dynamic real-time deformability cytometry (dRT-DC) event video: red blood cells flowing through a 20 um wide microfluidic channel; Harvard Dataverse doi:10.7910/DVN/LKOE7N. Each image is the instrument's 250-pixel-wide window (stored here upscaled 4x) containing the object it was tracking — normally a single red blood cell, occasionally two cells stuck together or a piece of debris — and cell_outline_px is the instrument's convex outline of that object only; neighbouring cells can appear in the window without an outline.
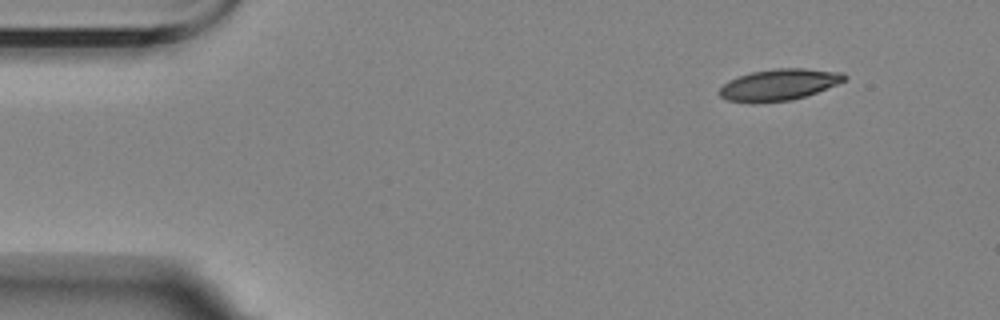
{"species": "Egyptian fruit bat (a non-hibernating species)", "species_latin": "Rousettus aegyptiacus", "temperature_condition": "room temperature", "stored_images_in_passage": 2, "camera_frame_rate_fps": 3000, "um_per_image_px": 0.085, "animal": {"sex": "female"}, "frame": {"image": 1, "passage_image": 2, "time_ms": 2.0, "image_size_px": [1000, 320], "cell_outline_px": [[848, 76], [844, 80], [836, 84], [816, 92], [792, 100], [752, 104], [728, 100], [720, 96], [716, 92], [728, 80], [752, 72], [776, 68], [804, 68], [840, 72]], "centroid_in_image_um": [66.16, 7.21], "position_along_channel_um": 18.8, "area_um2": 22.89}}